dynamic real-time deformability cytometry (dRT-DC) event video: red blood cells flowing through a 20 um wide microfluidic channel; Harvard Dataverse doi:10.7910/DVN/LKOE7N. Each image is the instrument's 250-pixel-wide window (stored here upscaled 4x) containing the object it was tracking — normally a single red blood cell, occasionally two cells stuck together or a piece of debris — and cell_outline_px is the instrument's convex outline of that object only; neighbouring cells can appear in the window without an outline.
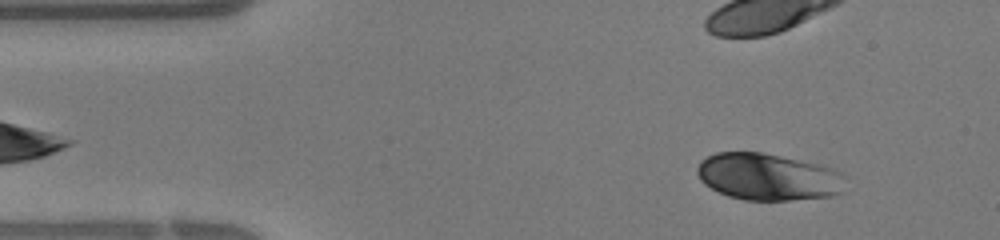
{"species": "human", "species_latin": "Homo sapiens", "temperature_condition": "warm", "stored_images_in_passage": 12, "camera_frame_rate_fps": 3000, "um_per_image_px": 0.085, "donor": {"sex": "female"}, "frame": {"image": 1, "passage_image": 3, "time_ms": 0.667, "image_size_px": [1000, 240], "cell_outline_px": [[844, 192], [832, 196], [788, 200], [744, 200], [728, 196], [704, 184], [700, 180], [696, 172], [696, 168], [700, 160], [716, 152], [760, 152], [824, 164], [840, 172], [844, 176]], "centroid_in_image_um": [65.3, 15.02], "position_along_channel_um": 19.7, "area_um2": 40.92}}